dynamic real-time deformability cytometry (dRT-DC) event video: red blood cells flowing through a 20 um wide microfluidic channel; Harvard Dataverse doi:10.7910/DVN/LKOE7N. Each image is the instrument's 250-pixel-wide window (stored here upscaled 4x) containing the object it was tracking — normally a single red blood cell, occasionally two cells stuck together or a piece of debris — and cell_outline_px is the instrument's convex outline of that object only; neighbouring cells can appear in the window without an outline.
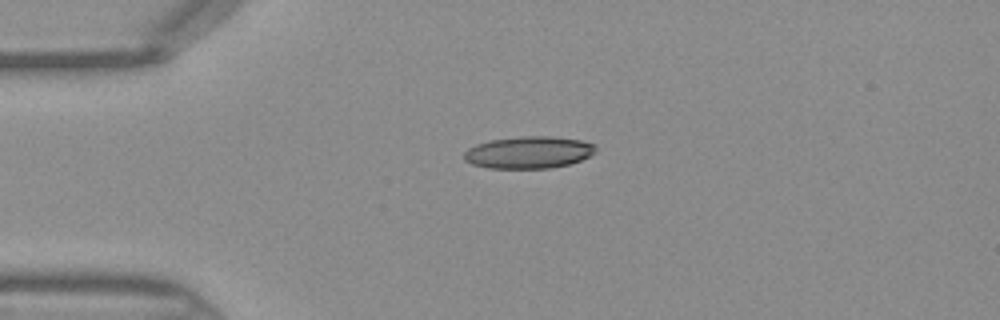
{"species": "Egyptian fruit bat (a non-hibernating species)", "species_latin": "Rousettus aegyptiacus", "temperature_condition": "warm", "stored_images_in_passage": 31, "camera_frame_rate_fps": 3000, "um_per_image_px": 0.085, "frame": {"image": 1, "passage_image": 1, "time_ms": 0.0, "image_size_px": [1000, 320], "cell_outline_px": [[596, 152], [580, 160], [568, 164], [552, 168], [488, 168], [472, 164], [464, 160], [464, 152], [468, 148], [476, 144], [488, 140], [520, 136], [552, 136], [580, 140], [596, 144]], "centroid_in_image_um": [44.92, 12.94], "position_along_channel_um": 40.1, "area_um2": 24.74}}
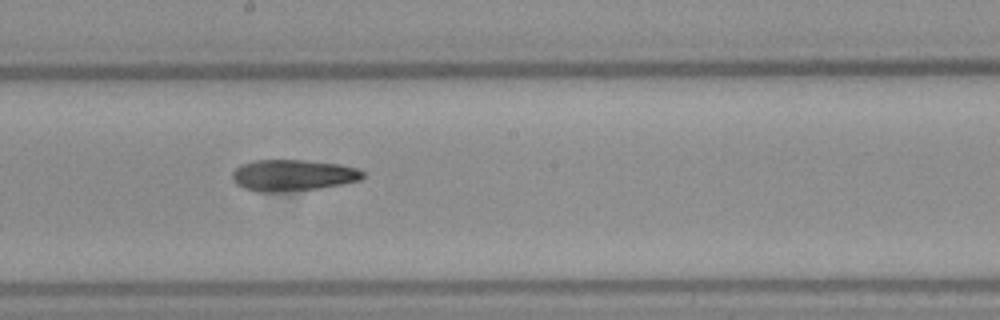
{"frame": {"image": 2, "passage_image": 15, "time_ms": 4.667, "image_size_px": [1000, 320], "cell_outline_px": [[364, 176], [360, 180], [320, 188], [272, 192], [256, 192], [244, 188], [236, 184], [232, 180], [232, 172], [240, 164], [256, 160], [304, 160], [340, 164], [360, 168], [364, 172]], "centroid_in_image_um": [24.88, 14.89], "position_along_channel_um": 223.3, "area_um2": 23.93}}
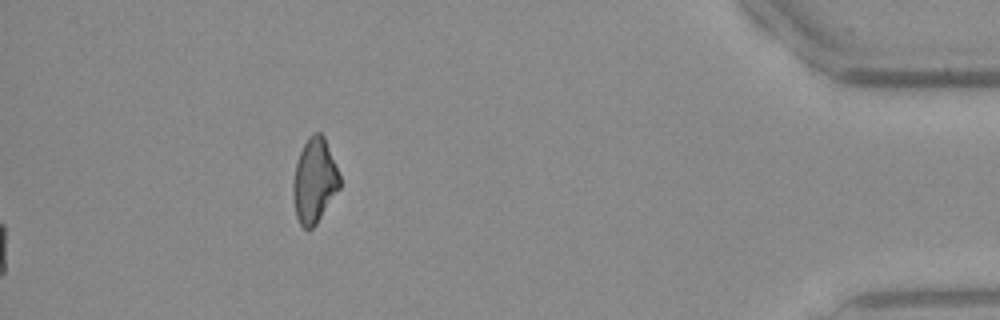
{"frame": {"image": 3, "passage_image": 31, "time_ms": 10.0, "image_size_px": [1000, 320], "cell_outline_px": [[340, 188], [316, 224], [312, 228], [304, 228], [300, 224], [296, 216], [292, 196], [292, 184], [296, 164], [300, 152], [304, 144], [316, 132], [320, 132], [324, 136], [336, 164], [340, 176]], "centroid_in_image_um": [26.72, 15.38], "position_along_channel_um": 408.5, "area_um2": 22.83}}